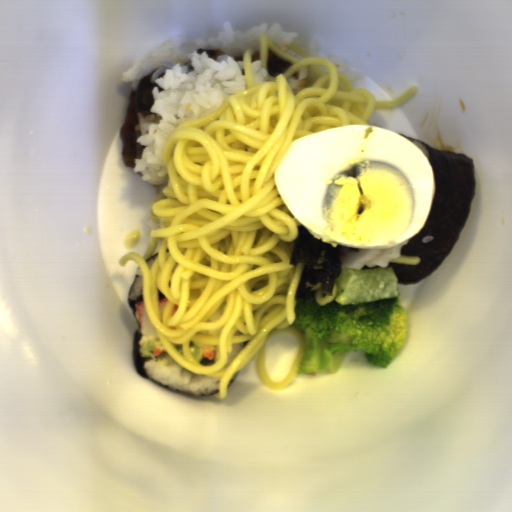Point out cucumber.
Wrapping results in <instances>:
<instances>
[{"instance_id": "cucumber-1", "label": "cucumber", "mask_w": 512, "mask_h": 512, "mask_svg": "<svg viewBox=\"0 0 512 512\" xmlns=\"http://www.w3.org/2000/svg\"><path fill=\"white\" fill-rule=\"evenodd\" d=\"M154 350H166L159 338L148 343L146 348L148 356L154 358L158 362H164L171 357L167 352H162L159 356H153Z\"/></svg>"}, {"instance_id": "cucumber-2", "label": "cucumber", "mask_w": 512, "mask_h": 512, "mask_svg": "<svg viewBox=\"0 0 512 512\" xmlns=\"http://www.w3.org/2000/svg\"><path fill=\"white\" fill-rule=\"evenodd\" d=\"M190 351L193 357L200 363L205 357V345H195L189 341Z\"/></svg>"}, {"instance_id": "cucumber-3", "label": "cucumber", "mask_w": 512, "mask_h": 512, "mask_svg": "<svg viewBox=\"0 0 512 512\" xmlns=\"http://www.w3.org/2000/svg\"><path fill=\"white\" fill-rule=\"evenodd\" d=\"M173 346L183 355V344H173Z\"/></svg>"}]
</instances>
